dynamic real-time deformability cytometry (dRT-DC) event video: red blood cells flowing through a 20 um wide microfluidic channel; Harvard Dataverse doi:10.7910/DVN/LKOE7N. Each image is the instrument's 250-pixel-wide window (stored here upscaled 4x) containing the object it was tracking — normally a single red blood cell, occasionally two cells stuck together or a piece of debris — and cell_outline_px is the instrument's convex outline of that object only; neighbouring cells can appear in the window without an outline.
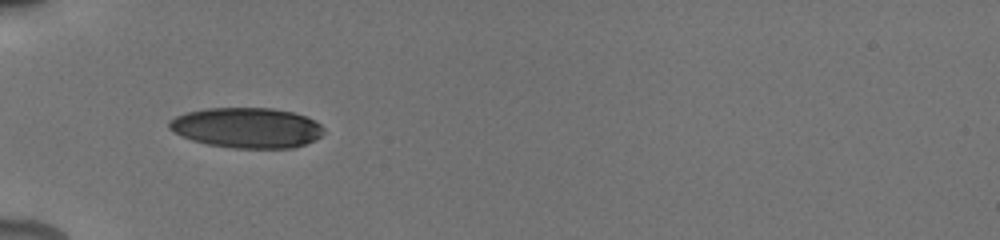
{"species": "human", "species_latin": "Homo sapiens", "temperature_condition": "cold", "stored_images_in_passage": 1, "camera_frame_rate_fps": 3000, "um_per_image_px": 0.085, "donor": {"sex": "male"}, "frame": {"image": 1, "passage_image": 1, "time_ms": 0.0, "image_size_px": [1000, 240], "cell_outline_px": [[324, 132], [320, 136], [304, 144], [292, 148], [232, 148], [208, 144], [192, 140], [168, 128], [168, 120], [184, 112], [208, 108], [272, 108], [292, 112], [304, 116], [320, 124], [324, 128]], "centroid_in_image_um": [20.95, 10.85], "position_along_channel_um": 64.0, "area_um2": 36.13}}